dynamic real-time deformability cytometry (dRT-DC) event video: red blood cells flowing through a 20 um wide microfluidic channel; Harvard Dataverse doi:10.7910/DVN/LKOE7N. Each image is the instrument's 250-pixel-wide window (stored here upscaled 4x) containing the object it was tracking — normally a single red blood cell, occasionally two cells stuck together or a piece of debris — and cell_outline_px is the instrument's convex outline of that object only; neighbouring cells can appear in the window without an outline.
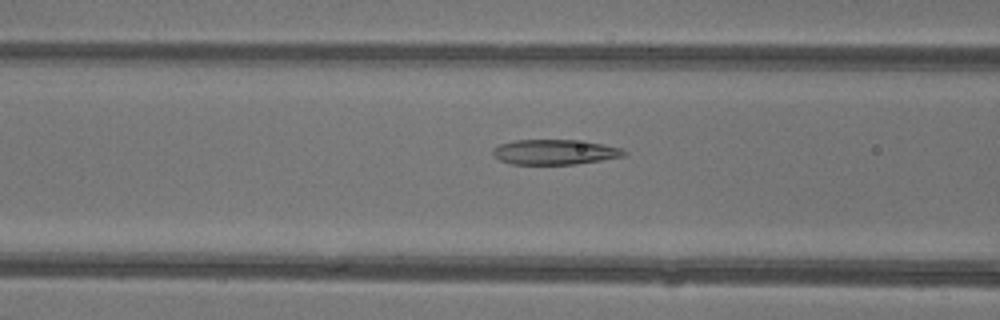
{"species": "common noctule bat (a hibernating species)", "species_latin": "Nyctalus noctula", "temperature_condition": "warm", "stored_images_in_passage": 35, "camera_frame_rate_fps": 3000, "um_per_image_px": 0.085, "animal": {"sex": "female"}, "frame": {"image": 1, "passage_image": 7, "time_ms": 2.0, "image_size_px": [1000, 320], "cell_outline_px": [[628, 152], [624, 156], [576, 164], [512, 164], [500, 160], [492, 152], [492, 148], [500, 144], [512, 140], [576, 140], [600, 144], [620, 148]], "centroid_in_image_um": [47.12, 12.92], "position_along_channel_um": 119.5, "area_um2": 18.96}}
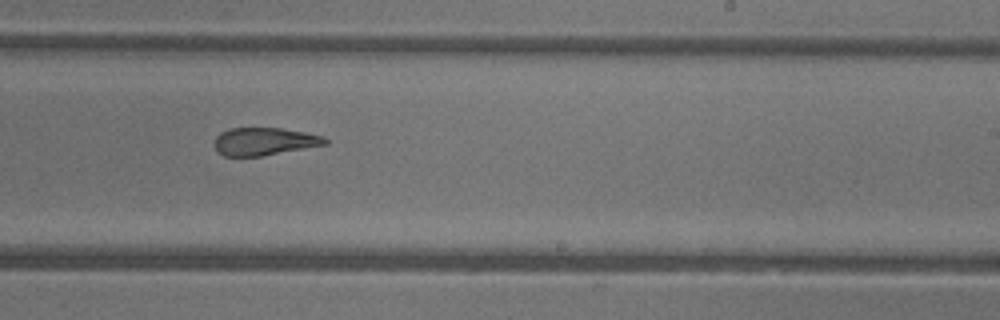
{"frame": {"image": 2, "passage_image": 17, "time_ms": 5.333, "image_size_px": [1000, 320], "cell_outline_px": [[328, 144], [260, 156], [224, 156], [216, 152], [216, 136], [220, 132], [228, 128], [280, 128], [304, 132], [324, 136], [328, 140]], "centroid_in_image_um": [22.46, 12.02], "position_along_channel_um": 266.5, "area_um2": 17.8}}
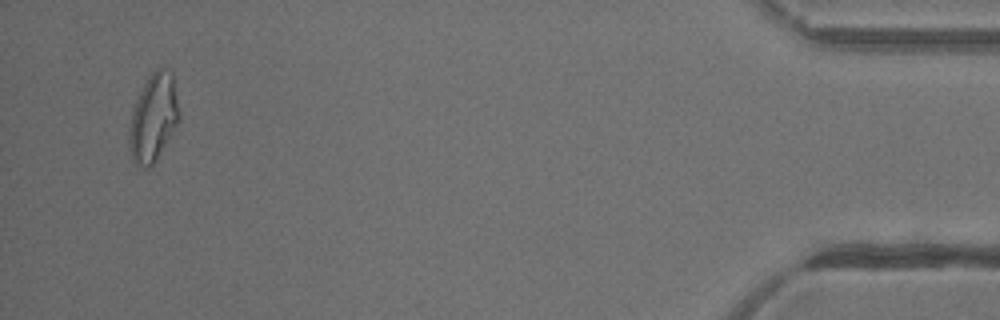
{"frame": {"image": 3, "passage_image": 33, "time_ms": 10.667, "image_size_px": [1000, 320], "cell_outline_px": [[180, 120], [152, 168], [144, 168], [136, 164], [132, 156], [128, 140], [128, 136], [132, 112], [136, 100], [148, 76], [156, 68], [164, 68], [172, 72], [180, 112]], "centroid_in_image_um": [13.06, 10.02], "position_along_channel_um": 422.1, "area_um2": 25.61}, "authors_computed_cell_mechanics": {"area_um2": 20.4612, "velocity_mm_per_s": 4.4192, "shape_relaxation_time_tau1_ms": null, "shape_relaxation_time_tau2_ms": 2.1052, "deformation_change_tau1": null, "deformation_change_tau2": 0.1157}}